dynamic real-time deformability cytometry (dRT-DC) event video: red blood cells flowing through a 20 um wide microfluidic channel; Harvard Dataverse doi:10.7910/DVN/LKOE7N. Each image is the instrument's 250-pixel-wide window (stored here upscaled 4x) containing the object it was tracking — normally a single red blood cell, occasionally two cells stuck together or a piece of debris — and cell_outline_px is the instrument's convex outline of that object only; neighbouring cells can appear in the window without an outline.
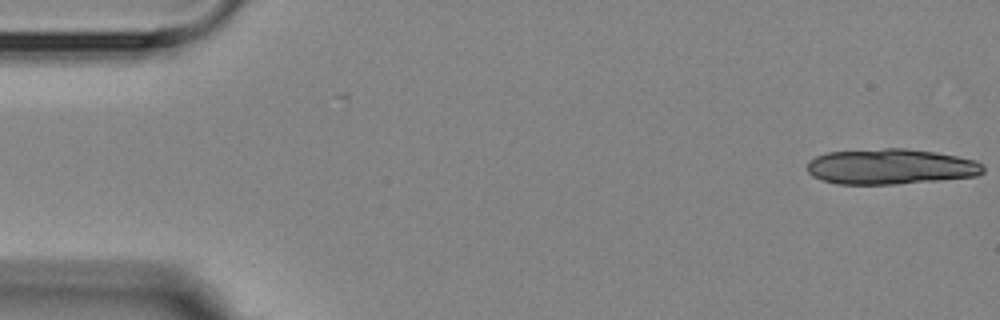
{"species": "Egyptian fruit bat (a non-hibernating species)", "species_latin": "Rousettus aegyptiacus", "temperature_condition": "room temperature", "stored_images_in_passage": 6, "camera_frame_rate_fps": 3000, "um_per_image_px": 0.085, "animal": {"sex": "female"}, "frame": {"image": 1, "passage_image": 1, "time_ms": 0.0, "image_size_px": [1000, 320], "cell_outline_px": [[984, 172], [976, 176], [940, 180], [896, 184], [836, 184], [820, 180], [812, 176], [808, 172], [808, 160], [816, 156], [828, 152], [884, 148], [908, 148], [936, 152], [976, 160], [984, 164]], "centroid_in_image_um": [75.7, 14.16], "position_along_channel_um": 9.3, "area_um2": 36.7}}
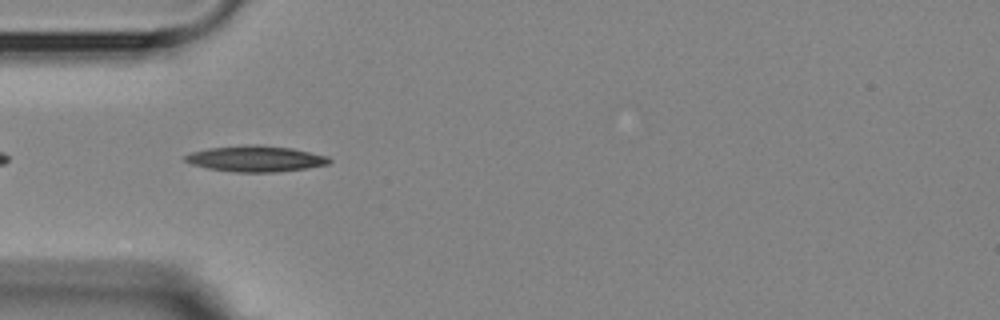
{"frame": {"image": 2, "passage_image": 5, "time_ms": 5.333, "image_size_px": [1000, 320], "cell_outline_px": [[332, 160], [328, 164], [308, 168], [276, 172], [236, 172], [208, 168], [192, 164], [184, 160], [184, 156], [192, 152], [208, 148], [244, 144], [260, 144], [292, 148], [328, 156]], "centroid_in_image_um": [21.75, 13.48], "position_along_channel_um": 63.3, "area_um2": 21.91}}
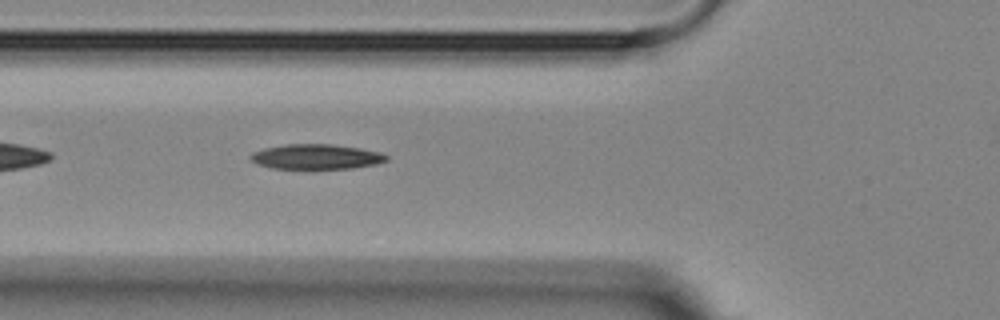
{"frame": {"image": 3, "passage_image": 6, "time_ms": 6.333, "image_size_px": [1000, 320], "cell_outline_px": [[388, 160], [376, 164], [352, 168], [272, 168], [260, 164], [252, 160], [248, 156], [252, 152], [264, 148], [288, 144], [332, 144], [360, 148], [380, 152], [388, 156]], "centroid_in_image_um": [26.9, 13.31], "position_along_channel_um": 98.9, "area_um2": 19.59}}